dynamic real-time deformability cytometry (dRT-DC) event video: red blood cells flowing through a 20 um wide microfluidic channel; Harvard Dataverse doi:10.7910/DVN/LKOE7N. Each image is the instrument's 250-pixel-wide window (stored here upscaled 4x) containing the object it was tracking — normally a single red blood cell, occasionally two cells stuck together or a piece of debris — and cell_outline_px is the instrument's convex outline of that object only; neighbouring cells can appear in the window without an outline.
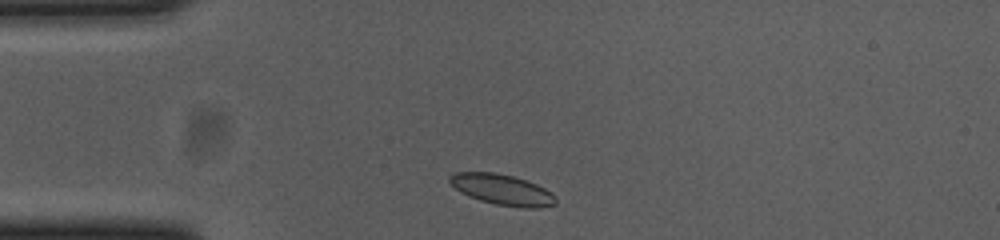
{"species": "common noctule bat (a hibernating species)", "species_latin": "Nyctalus noctula", "temperature_condition": "cold", "stored_images_in_passage": 35, "camera_frame_rate_fps": 3000, "um_per_image_px": 0.085, "animal": {"sex": "female", "body_mass_g": 23.0, "forearm_length_mm": 53.4}, "frame": {"image": 1, "passage_image": 2, "time_ms": 0.333, "image_size_px": [1000, 240], "cell_outline_px": [[556, 204], [540, 208], [524, 208], [496, 204], [480, 200], [468, 196], [460, 192], [448, 180], [448, 176], [456, 172], [496, 172], [512, 176], [536, 184], [552, 192], [556, 196]], "centroid_in_image_um": [42.69, 16.12], "position_along_channel_um": 42.3, "area_um2": 18.96}}
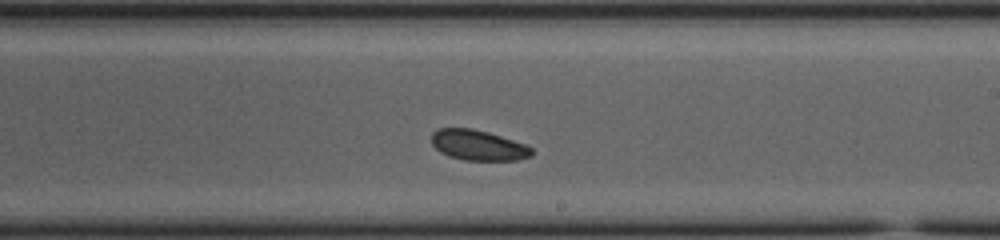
{"frame": {"image": 2, "passage_image": 21, "time_ms": 6.667, "image_size_px": [1000, 240], "cell_outline_px": [[536, 152], [532, 156], [516, 160], [464, 160], [448, 156], [440, 152], [432, 144], [432, 132], [440, 128], [472, 128], [488, 132], [524, 144], [532, 148]], "centroid_in_image_um": [40.65, 12.35], "position_along_channel_um": 248.3, "area_um2": 17.74}}
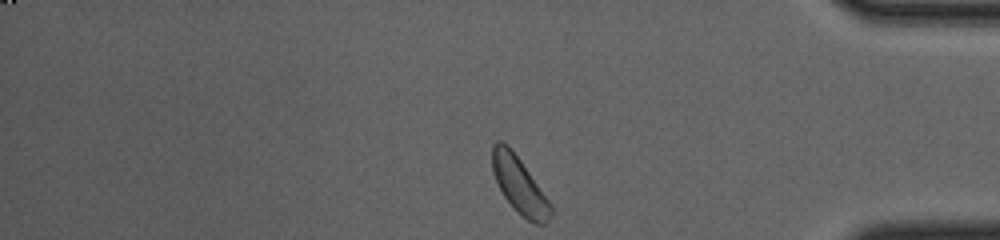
{"frame": {"image": 3, "passage_image": 35, "time_ms": 11.333, "image_size_px": [1000, 240], "cell_outline_px": [[552, 212], [548, 220], [544, 224], [536, 224], [528, 220], [516, 212], [512, 208], [504, 196], [496, 180], [492, 168], [492, 144], [496, 140], [500, 140], [508, 144], [512, 148], [552, 204]], "centroid_in_image_um": [44.14, 15.72], "position_along_channel_um": 391.1, "area_um2": 19.36}, "authors_computed_cell_mechanics": {"area_um2": 18.5538, "velocity_mm_per_s": 3.6148, "shape_relaxation_time_tau1_ms": 3.5569, "shape_relaxation_time_tau2_ms": null, "deformation_change_tau1": 0.0643, "deformation_change_tau2": null}}